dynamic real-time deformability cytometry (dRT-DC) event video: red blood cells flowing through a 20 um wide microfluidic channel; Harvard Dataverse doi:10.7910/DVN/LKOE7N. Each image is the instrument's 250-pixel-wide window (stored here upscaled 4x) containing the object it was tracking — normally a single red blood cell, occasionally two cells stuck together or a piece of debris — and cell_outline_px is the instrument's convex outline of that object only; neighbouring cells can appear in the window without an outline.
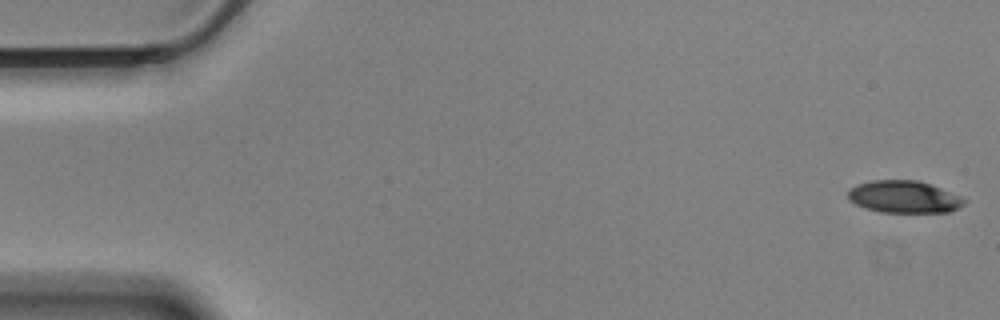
{"species": "Egyptian fruit bat (a non-hibernating species)", "species_latin": "Rousettus aegyptiacus", "temperature_condition": "cold", "stored_images_in_passage": 57, "camera_frame_rate_fps": 3000, "um_per_image_px": 0.085, "animal": {"sex": "male"}, "frame": {"image": 1, "passage_image": 1, "time_ms": 0.0, "image_size_px": [1000, 320], "cell_outline_px": [[968, 200], [964, 204], [948, 212], [880, 212], [864, 208], [848, 200], [848, 188], [856, 184], [872, 180], [920, 180], [960, 196]], "centroid_in_image_um": [76.79, 16.72], "position_along_channel_um": 8.2, "area_um2": 21.91}}
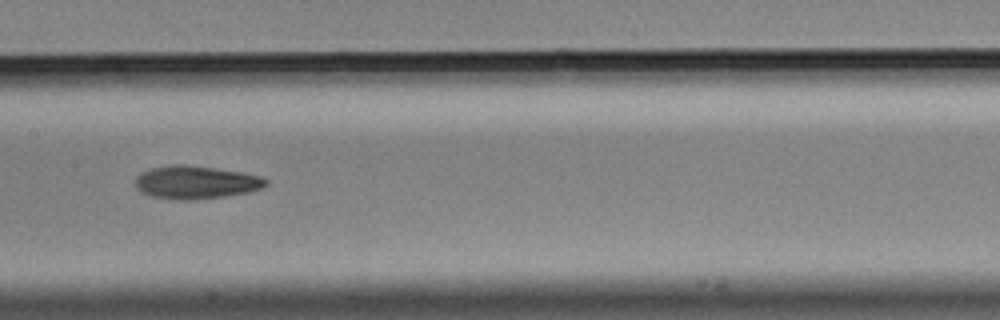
{"frame": {"image": 2, "passage_image": 28, "time_ms": 9.0, "image_size_px": [1000, 320], "cell_outline_px": [[268, 184], [260, 188], [248, 192], [224, 196], [196, 200], [176, 200], [152, 196], [140, 192], [136, 188], [136, 176], [152, 168], [172, 164], [184, 164], [244, 172], [260, 176], [268, 180]], "centroid_in_image_um": [16.65, 15.5], "position_along_channel_um": 190.8, "area_um2": 25.14}}
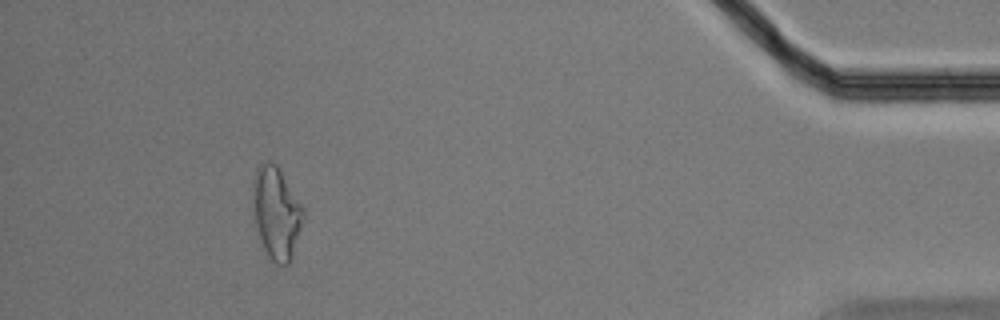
{"frame": {"image": 3, "passage_image": 52, "time_ms": 17.0, "image_size_px": [1000, 320], "cell_outline_px": [[304, 212], [292, 256], [288, 264], [276, 264], [268, 256], [256, 236], [252, 196], [252, 180], [256, 168], [264, 160], [268, 160], [276, 164], [304, 208]], "centroid_in_image_um": [23.43, 18.07], "position_along_channel_um": 411.8, "area_um2": 27.17}, "authors_computed_cell_mechanics": {"area_um2": 24.276, "velocity_mm_per_s": 3.5154, "shape_relaxation_time_tau1_ms": 5.8142, "shape_relaxation_time_tau2_ms": 10.7493, "deformation_change_tau1": 0.1603, "deformation_change_tau2": 0.1985}}